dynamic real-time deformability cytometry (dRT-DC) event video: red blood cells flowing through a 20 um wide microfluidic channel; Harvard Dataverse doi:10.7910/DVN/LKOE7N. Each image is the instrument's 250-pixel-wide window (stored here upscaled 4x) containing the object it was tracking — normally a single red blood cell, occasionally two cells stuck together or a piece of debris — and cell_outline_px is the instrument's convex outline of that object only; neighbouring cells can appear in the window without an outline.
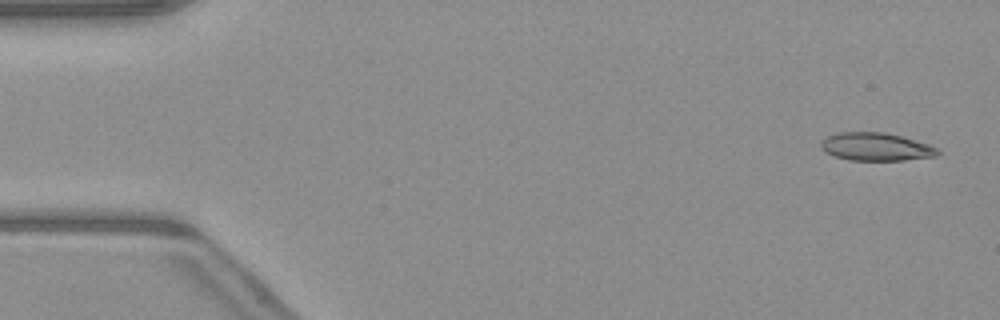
{"species": "common noctule bat (a hibernating species)", "species_latin": "Nyctalus noctula", "temperature_condition": "warm", "stored_images_in_passage": 50, "camera_frame_rate_fps": 3000, "um_per_image_px": 0.085, "animal": {"sex": "male", "body_mass_g": 23.1, "forearm_length_mm": 52.7}, "frame": {"image": 1, "passage_image": 2, "time_ms": 0.333, "image_size_px": [1000, 320], "cell_outline_px": [[940, 152], [936, 156], [904, 160], [848, 160], [824, 152], [820, 148], [820, 144], [828, 136], [836, 132], [884, 132], [900, 136], [928, 144], [936, 148]], "centroid_in_image_um": [74.42, 12.48], "position_along_channel_um": 10.6, "area_um2": 18.9}}
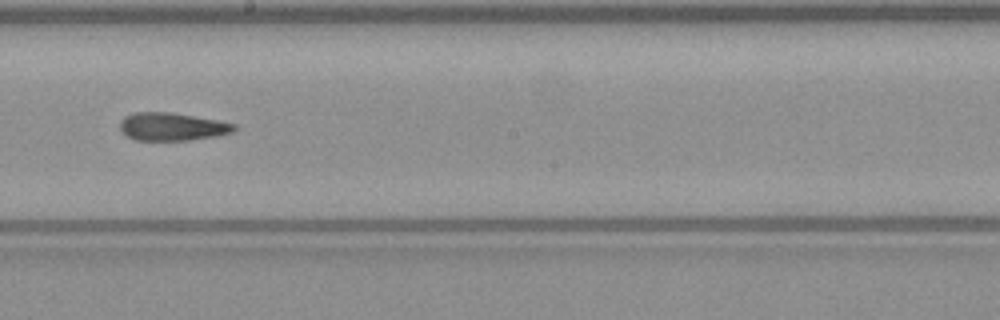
{"frame": {"image": 2, "passage_image": 28, "time_ms": 9.0, "image_size_px": [1000, 320], "cell_outline_px": [[236, 132], [216, 136], [188, 140], [136, 140], [128, 136], [120, 128], [120, 120], [124, 116], [136, 112], [172, 112], [216, 120], [236, 124]], "centroid_in_image_um": [14.65, 10.76], "position_along_channel_um": 233.6, "area_um2": 18.55}}
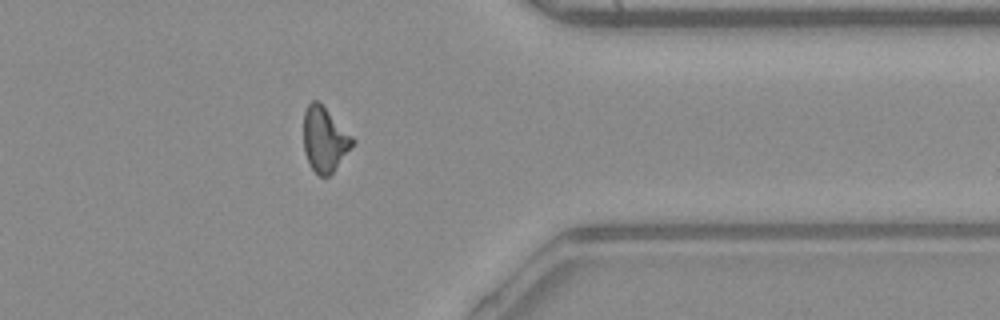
{"frame": {"image": 3, "passage_image": 40, "time_ms": 13.0, "image_size_px": [1000, 320], "cell_outline_px": [[356, 144], [332, 172], [328, 176], [320, 176], [312, 168], [304, 152], [304, 112], [308, 104], [312, 100], [316, 100], [356, 140]], "centroid_in_image_um": [27.6, 11.87], "position_along_channel_um": 383.8, "area_um2": 18.15}, "authors_computed_cell_mechanics": {"area_um2": 18.9584, "velocity_mm_per_s": 4.1065, "shape_relaxation_time_tau1_ms": null, "shape_relaxation_time_tau2_ms": 5.4607, "deformation_change_tau1": null, "deformation_change_tau2": 0.1585}}